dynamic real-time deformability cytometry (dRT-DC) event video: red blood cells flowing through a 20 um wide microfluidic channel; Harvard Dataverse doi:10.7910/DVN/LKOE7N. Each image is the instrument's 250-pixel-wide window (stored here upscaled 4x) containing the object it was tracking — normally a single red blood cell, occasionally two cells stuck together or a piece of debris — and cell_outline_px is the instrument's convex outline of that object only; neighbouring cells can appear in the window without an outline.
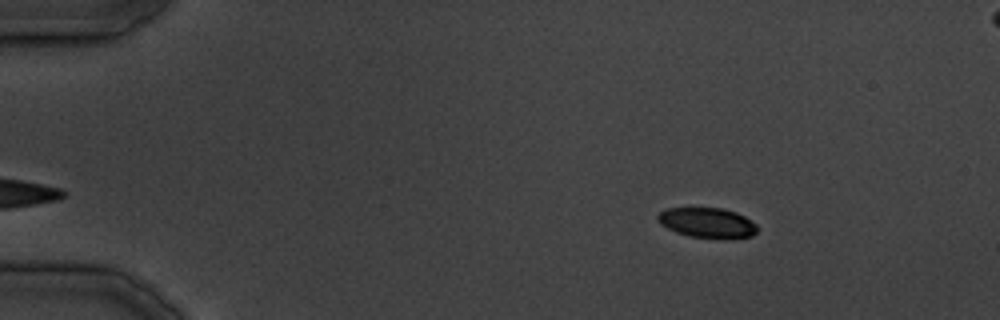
{"species": "common noctule bat (a hibernating species)", "species_latin": "Nyctalus noctula", "temperature_condition": "cold", "stored_images_in_passage": 32, "camera_frame_rate_fps": 3000, "um_per_image_px": 0.085, "animal": {"sex": "male", "body_mass_g": 19.5, "forearm_length_mm": 54.6}, "frame": {"image": 1, "passage_image": 2, "time_ms": 1.0, "image_size_px": [1000, 320], "cell_outline_px": [[756, 232], [752, 236], [724, 240], [688, 236], [676, 232], [660, 224], [656, 220], [656, 216], [660, 212], [668, 208], [724, 208], [736, 212], [744, 216], [756, 224]], "centroid_in_image_um": [60.12, 18.95], "position_along_channel_um": 24.9, "area_um2": 17.74}}
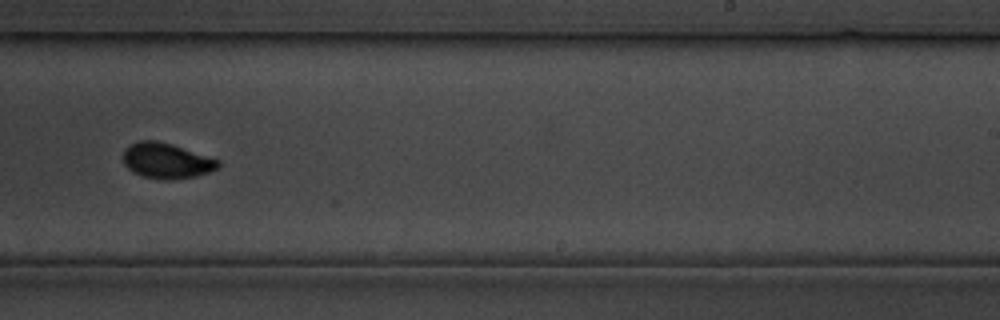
{"frame": {"image": 2, "passage_image": 20, "time_ms": 23.333, "image_size_px": [1000, 320], "cell_outline_px": [[220, 168], [196, 176], [172, 180], [164, 180], [144, 176], [132, 172], [124, 164], [124, 148], [128, 144], [140, 140], [156, 140], [172, 144], [220, 160]], "centroid_in_image_um": [14.15, 13.66], "position_along_channel_um": 274.8, "area_um2": 19.77}}
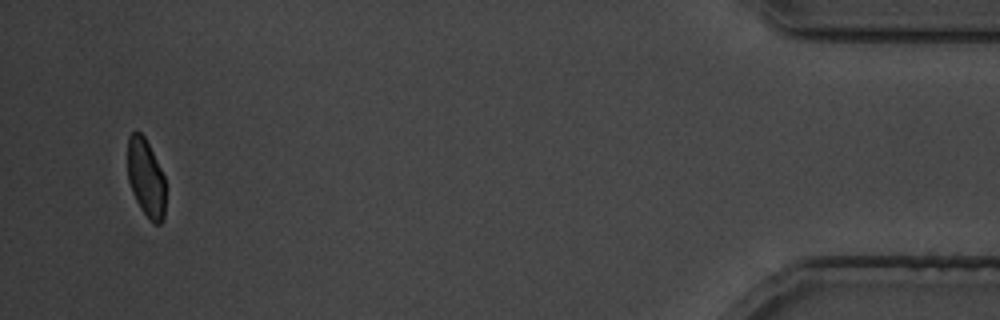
{"frame": {"image": 3, "passage_image": 32, "time_ms": 38.0, "image_size_px": [1000, 320], "cell_outline_px": [[164, 220], [160, 224], [156, 224], [148, 220], [140, 208], [132, 192], [128, 180], [128, 136], [132, 132], [140, 132], [144, 136], [164, 176]], "centroid_in_image_um": [12.39, 15.16], "position_along_channel_um": 422.8, "area_um2": 17.11}}